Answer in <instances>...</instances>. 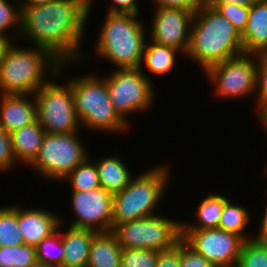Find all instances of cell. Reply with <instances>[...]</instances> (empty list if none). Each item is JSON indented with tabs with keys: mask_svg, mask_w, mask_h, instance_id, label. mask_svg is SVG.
<instances>
[{
	"mask_svg": "<svg viewBox=\"0 0 267 267\" xmlns=\"http://www.w3.org/2000/svg\"><path fill=\"white\" fill-rule=\"evenodd\" d=\"M152 8H181L196 13L210 5V0H150Z\"/></svg>",
	"mask_w": 267,
	"mask_h": 267,
	"instance_id": "cell-35",
	"label": "cell"
},
{
	"mask_svg": "<svg viewBox=\"0 0 267 267\" xmlns=\"http://www.w3.org/2000/svg\"><path fill=\"white\" fill-rule=\"evenodd\" d=\"M36 255L38 262L62 267L65 251L60 234V225L55 233L36 246Z\"/></svg>",
	"mask_w": 267,
	"mask_h": 267,
	"instance_id": "cell-29",
	"label": "cell"
},
{
	"mask_svg": "<svg viewBox=\"0 0 267 267\" xmlns=\"http://www.w3.org/2000/svg\"><path fill=\"white\" fill-rule=\"evenodd\" d=\"M179 55L185 57V55L176 48L160 45L153 41L149 42L148 39V41L146 40L143 50L140 69L148 80L154 83L155 80L151 78V75L163 76L168 75L170 72L172 73V70L177 67L175 64H177L176 62L179 60ZM143 68L146 69L147 73H145L146 71H144ZM148 72L152 74L149 76Z\"/></svg>",
	"mask_w": 267,
	"mask_h": 267,
	"instance_id": "cell-19",
	"label": "cell"
},
{
	"mask_svg": "<svg viewBox=\"0 0 267 267\" xmlns=\"http://www.w3.org/2000/svg\"><path fill=\"white\" fill-rule=\"evenodd\" d=\"M266 206L264 207V213L263 215L261 216L262 218L260 219L261 221L259 222V230H256V231H259V232H256L253 233V239L259 241V242H262V243H265L267 244V201H266Z\"/></svg>",
	"mask_w": 267,
	"mask_h": 267,
	"instance_id": "cell-39",
	"label": "cell"
},
{
	"mask_svg": "<svg viewBox=\"0 0 267 267\" xmlns=\"http://www.w3.org/2000/svg\"><path fill=\"white\" fill-rule=\"evenodd\" d=\"M237 267H267V244L253 238L244 240Z\"/></svg>",
	"mask_w": 267,
	"mask_h": 267,
	"instance_id": "cell-30",
	"label": "cell"
},
{
	"mask_svg": "<svg viewBox=\"0 0 267 267\" xmlns=\"http://www.w3.org/2000/svg\"><path fill=\"white\" fill-rule=\"evenodd\" d=\"M89 156L71 171L62 181L68 182L71 191H88L97 189L100 186L98 170L94 160Z\"/></svg>",
	"mask_w": 267,
	"mask_h": 267,
	"instance_id": "cell-25",
	"label": "cell"
},
{
	"mask_svg": "<svg viewBox=\"0 0 267 267\" xmlns=\"http://www.w3.org/2000/svg\"><path fill=\"white\" fill-rule=\"evenodd\" d=\"M264 168H265V170H264V171H265L264 174L267 175V165H266Z\"/></svg>",
	"mask_w": 267,
	"mask_h": 267,
	"instance_id": "cell-45",
	"label": "cell"
},
{
	"mask_svg": "<svg viewBox=\"0 0 267 267\" xmlns=\"http://www.w3.org/2000/svg\"><path fill=\"white\" fill-rule=\"evenodd\" d=\"M53 0H18L20 7H31L35 5L45 4Z\"/></svg>",
	"mask_w": 267,
	"mask_h": 267,
	"instance_id": "cell-43",
	"label": "cell"
},
{
	"mask_svg": "<svg viewBox=\"0 0 267 267\" xmlns=\"http://www.w3.org/2000/svg\"><path fill=\"white\" fill-rule=\"evenodd\" d=\"M122 247L116 235L98 232L92 241L87 267H121Z\"/></svg>",
	"mask_w": 267,
	"mask_h": 267,
	"instance_id": "cell-22",
	"label": "cell"
},
{
	"mask_svg": "<svg viewBox=\"0 0 267 267\" xmlns=\"http://www.w3.org/2000/svg\"><path fill=\"white\" fill-rule=\"evenodd\" d=\"M82 133H46L29 170L49 181H62L91 154L80 137Z\"/></svg>",
	"mask_w": 267,
	"mask_h": 267,
	"instance_id": "cell-8",
	"label": "cell"
},
{
	"mask_svg": "<svg viewBox=\"0 0 267 267\" xmlns=\"http://www.w3.org/2000/svg\"><path fill=\"white\" fill-rule=\"evenodd\" d=\"M156 267H180V242L171 249L158 252Z\"/></svg>",
	"mask_w": 267,
	"mask_h": 267,
	"instance_id": "cell-38",
	"label": "cell"
},
{
	"mask_svg": "<svg viewBox=\"0 0 267 267\" xmlns=\"http://www.w3.org/2000/svg\"><path fill=\"white\" fill-rule=\"evenodd\" d=\"M259 0H210V4H230L236 6L251 7Z\"/></svg>",
	"mask_w": 267,
	"mask_h": 267,
	"instance_id": "cell-40",
	"label": "cell"
},
{
	"mask_svg": "<svg viewBox=\"0 0 267 267\" xmlns=\"http://www.w3.org/2000/svg\"><path fill=\"white\" fill-rule=\"evenodd\" d=\"M72 63H61L59 71L36 93L37 121L46 133L66 134L81 132L82 127L77 117L72 86L67 81L60 83L56 80L63 78L64 71ZM59 77V78H58Z\"/></svg>",
	"mask_w": 267,
	"mask_h": 267,
	"instance_id": "cell-7",
	"label": "cell"
},
{
	"mask_svg": "<svg viewBox=\"0 0 267 267\" xmlns=\"http://www.w3.org/2000/svg\"><path fill=\"white\" fill-rule=\"evenodd\" d=\"M158 251L122 248L121 267H156Z\"/></svg>",
	"mask_w": 267,
	"mask_h": 267,
	"instance_id": "cell-31",
	"label": "cell"
},
{
	"mask_svg": "<svg viewBox=\"0 0 267 267\" xmlns=\"http://www.w3.org/2000/svg\"><path fill=\"white\" fill-rule=\"evenodd\" d=\"M20 30L21 9L18 0H0V33H4L15 42L19 40Z\"/></svg>",
	"mask_w": 267,
	"mask_h": 267,
	"instance_id": "cell-28",
	"label": "cell"
},
{
	"mask_svg": "<svg viewBox=\"0 0 267 267\" xmlns=\"http://www.w3.org/2000/svg\"><path fill=\"white\" fill-rule=\"evenodd\" d=\"M36 121L34 94H0V125L9 134Z\"/></svg>",
	"mask_w": 267,
	"mask_h": 267,
	"instance_id": "cell-16",
	"label": "cell"
},
{
	"mask_svg": "<svg viewBox=\"0 0 267 267\" xmlns=\"http://www.w3.org/2000/svg\"><path fill=\"white\" fill-rule=\"evenodd\" d=\"M210 6L227 18L241 34L244 32L248 23L249 7L230 4H210Z\"/></svg>",
	"mask_w": 267,
	"mask_h": 267,
	"instance_id": "cell-32",
	"label": "cell"
},
{
	"mask_svg": "<svg viewBox=\"0 0 267 267\" xmlns=\"http://www.w3.org/2000/svg\"><path fill=\"white\" fill-rule=\"evenodd\" d=\"M152 13L149 41L176 48L186 55L194 13L181 8H154Z\"/></svg>",
	"mask_w": 267,
	"mask_h": 267,
	"instance_id": "cell-14",
	"label": "cell"
},
{
	"mask_svg": "<svg viewBox=\"0 0 267 267\" xmlns=\"http://www.w3.org/2000/svg\"><path fill=\"white\" fill-rule=\"evenodd\" d=\"M68 79L72 86L75 111L83 130L112 133L113 136L130 132L131 126L114 110L106 82L101 76L90 72Z\"/></svg>",
	"mask_w": 267,
	"mask_h": 267,
	"instance_id": "cell-6",
	"label": "cell"
},
{
	"mask_svg": "<svg viewBox=\"0 0 267 267\" xmlns=\"http://www.w3.org/2000/svg\"><path fill=\"white\" fill-rule=\"evenodd\" d=\"M223 193H210L197 204L195 208V221L182 220V230H203L218 228L224 203L228 200Z\"/></svg>",
	"mask_w": 267,
	"mask_h": 267,
	"instance_id": "cell-23",
	"label": "cell"
},
{
	"mask_svg": "<svg viewBox=\"0 0 267 267\" xmlns=\"http://www.w3.org/2000/svg\"><path fill=\"white\" fill-rule=\"evenodd\" d=\"M166 165L152 166L134 174L125 188L113 194L112 230L121 223L159 214L157 209L171 177V168Z\"/></svg>",
	"mask_w": 267,
	"mask_h": 267,
	"instance_id": "cell-5",
	"label": "cell"
},
{
	"mask_svg": "<svg viewBox=\"0 0 267 267\" xmlns=\"http://www.w3.org/2000/svg\"><path fill=\"white\" fill-rule=\"evenodd\" d=\"M256 112L259 127L267 134V101Z\"/></svg>",
	"mask_w": 267,
	"mask_h": 267,
	"instance_id": "cell-41",
	"label": "cell"
},
{
	"mask_svg": "<svg viewBox=\"0 0 267 267\" xmlns=\"http://www.w3.org/2000/svg\"><path fill=\"white\" fill-rule=\"evenodd\" d=\"M45 134L38 121L11 133L12 150L17 164L28 167L34 161Z\"/></svg>",
	"mask_w": 267,
	"mask_h": 267,
	"instance_id": "cell-21",
	"label": "cell"
},
{
	"mask_svg": "<svg viewBox=\"0 0 267 267\" xmlns=\"http://www.w3.org/2000/svg\"><path fill=\"white\" fill-rule=\"evenodd\" d=\"M105 14L98 37H95V56L113 63L115 69L140 68L148 24L135 14Z\"/></svg>",
	"mask_w": 267,
	"mask_h": 267,
	"instance_id": "cell-3",
	"label": "cell"
},
{
	"mask_svg": "<svg viewBox=\"0 0 267 267\" xmlns=\"http://www.w3.org/2000/svg\"><path fill=\"white\" fill-rule=\"evenodd\" d=\"M233 202L235 201L231 202L230 198L224 203L218 228L223 231L238 234L244 240L251 239L253 237L252 233L254 232L247 230L250 226L249 224H251L250 222H253L251 212H249L250 210L248 208L243 207V204Z\"/></svg>",
	"mask_w": 267,
	"mask_h": 267,
	"instance_id": "cell-24",
	"label": "cell"
},
{
	"mask_svg": "<svg viewBox=\"0 0 267 267\" xmlns=\"http://www.w3.org/2000/svg\"><path fill=\"white\" fill-rule=\"evenodd\" d=\"M36 261L35 246L23 244L0 247V267H29Z\"/></svg>",
	"mask_w": 267,
	"mask_h": 267,
	"instance_id": "cell-27",
	"label": "cell"
},
{
	"mask_svg": "<svg viewBox=\"0 0 267 267\" xmlns=\"http://www.w3.org/2000/svg\"><path fill=\"white\" fill-rule=\"evenodd\" d=\"M29 267H58V266L36 261L35 263L31 264Z\"/></svg>",
	"mask_w": 267,
	"mask_h": 267,
	"instance_id": "cell-44",
	"label": "cell"
},
{
	"mask_svg": "<svg viewBox=\"0 0 267 267\" xmlns=\"http://www.w3.org/2000/svg\"><path fill=\"white\" fill-rule=\"evenodd\" d=\"M117 155V156H116ZM95 159V165L98 170L100 186L106 191L115 194L125 188L131 178L133 171L129 165L124 162L120 155H109Z\"/></svg>",
	"mask_w": 267,
	"mask_h": 267,
	"instance_id": "cell-20",
	"label": "cell"
},
{
	"mask_svg": "<svg viewBox=\"0 0 267 267\" xmlns=\"http://www.w3.org/2000/svg\"><path fill=\"white\" fill-rule=\"evenodd\" d=\"M241 38L245 53L267 54V0H259L250 7Z\"/></svg>",
	"mask_w": 267,
	"mask_h": 267,
	"instance_id": "cell-18",
	"label": "cell"
},
{
	"mask_svg": "<svg viewBox=\"0 0 267 267\" xmlns=\"http://www.w3.org/2000/svg\"><path fill=\"white\" fill-rule=\"evenodd\" d=\"M60 65L47 49L13 42L0 60V94H34L58 73Z\"/></svg>",
	"mask_w": 267,
	"mask_h": 267,
	"instance_id": "cell-4",
	"label": "cell"
},
{
	"mask_svg": "<svg viewBox=\"0 0 267 267\" xmlns=\"http://www.w3.org/2000/svg\"><path fill=\"white\" fill-rule=\"evenodd\" d=\"M13 41L4 33H0V60L3 58L8 47Z\"/></svg>",
	"mask_w": 267,
	"mask_h": 267,
	"instance_id": "cell-42",
	"label": "cell"
},
{
	"mask_svg": "<svg viewBox=\"0 0 267 267\" xmlns=\"http://www.w3.org/2000/svg\"><path fill=\"white\" fill-rule=\"evenodd\" d=\"M90 4L91 0H53L20 7L19 40L47 49L61 63L81 64L85 60L80 49L86 34L84 27L93 8Z\"/></svg>",
	"mask_w": 267,
	"mask_h": 267,
	"instance_id": "cell-1",
	"label": "cell"
},
{
	"mask_svg": "<svg viewBox=\"0 0 267 267\" xmlns=\"http://www.w3.org/2000/svg\"><path fill=\"white\" fill-rule=\"evenodd\" d=\"M96 0H91L90 5H94ZM140 0H110L107 13L135 14L140 15Z\"/></svg>",
	"mask_w": 267,
	"mask_h": 267,
	"instance_id": "cell-37",
	"label": "cell"
},
{
	"mask_svg": "<svg viewBox=\"0 0 267 267\" xmlns=\"http://www.w3.org/2000/svg\"><path fill=\"white\" fill-rule=\"evenodd\" d=\"M256 111L267 101V54L258 55Z\"/></svg>",
	"mask_w": 267,
	"mask_h": 267,
	"instance_id": "cell-34",
	"label": "cell"
},
{
	"mask_svg": "<svg viewBox=\"0 0 267 267\" xmlns=\"http://www.w3.org/2000/svg\"><path fill=\"white\" fill-rule=\"evenodd\" d=\"M72 223L70 227L112 231L113 194L102 187L88 191H71Z\"/></svg>",
	"mask_w": 267,
	"mask_h": 267,
	"instance_id": "cell-13",
	"label": "cell"
},
{
	"mask_svg": "<svg viewBox=\"0 0 267 267\" xmlns=\"http://www.w3.org/2000/svg\"><path fill=\"white\" fill-rule=\"evenodd\" d=\"M166 216L157 214L124 222L112 232L122 248L168 250L182 240V221Z\"/></svg>",
	"mask_w": 267,
	"mask_h": 267,
	"instance_id": "cell-10",
	"label": "cell"
},
{
	"mask_svg": "<svg viewBox=\"0 0 267 267\" xmlns=\"http://www.w3.org/2000/svg\"><path fill=\"white\" fill-rule=\"evenodd\" d=\"M42 207H22L18 204V225L25 245L37 246L58 230L61 216Z\"/></svg>",
	"mask_w": 267,
	"mask_h": 267,
	"instance_id": "cell-15",
	"label": "cell"
},
{
	"mask_svg": "<svg viewBox=\"0 0 267 267\" xmlns=\"http://www.w3.org/2000/svg\"><path fill=\"white\" fill-rule=\"evenodd\" d=\"M258 55L242 53L208 67L203 73L220 99H242L256 95ZM255 94V95H254Z\"/></svg>",
	"mask_w": 267,
	"mask_h": 267,
	"instance_id": "cell-11",
	"label": "cell"
},
{
	"mask_svg": "<svg viewBox=\"0 0 267 267\" xmlns=\"http://www.w3.org/2000/svg\"><path fill=\"white\" fill-rule=\"evenodd\" d=\"M18 165L12 150L11 134L0 125V173H8ZM15 166V167H14Z\"/></svg>",
	"mask_w": 267,
	"mask_h": 267,
	"instance_id": "cell-33",
	"label": "cell"
},
{
	"mask_svg": "<svg viewBox=\"0 0 267 267\" xmlns=\"http://www.w3.org/2000/svg\"><path fill=\"white\" fill-rule=\"evenodd\" d=\"M180 267H214L205 257L180 241Z\"/></svg>",
	"mask_w": 267,
	"mask_h": 267,
	"instance_id": "cell-36",
	"label": "cell"
},
{
	"mask_svg": "<svg viewBox=\"0 0 267 267\" xmlns=\"http://www.w3.org/2000/svg\"><path fill=\"white\" fill-rule=\"evenodd\" d=\"M244 53L241 33L210 5L194 13L185 55L204 72L211 65Z\"/></svg>",
	"mask_w": 267,
	"mask_h": 267,
	"instance_id": "cell-2",
	"label": "cell"
},
{
	"mask_svg": "<svg viewBox=\"0 0 267 267\" xmlns=\"http://www.w3.org/2000/svg\"><path fill=\"white\" fill-rule=\"evenodd\" d=\"M64 220L61 216L60 234L65 251L62 267H87L91 244L98 232L92 229L67 227L62 223ZM64 226L67 228L65 231H63Z\"/></svg>",
	"mask_w": 267,
	"mask_h": 267,
	"instance_id": "cell-17",
	"label": "cell"
},
{
	"mask_svg": "<svg viewBox=\"0 0 267 267\" xmlns=\"http://www.w3.org/2000/svg\"><path fill=\"white\" fill-rule=\"evenodd\" d=\"M182 240L214 267L236 266L244 239L219 228L182 230Z\"/></svg>",
	"mask_w": 267,
	"mask_h": 267,
	"instance_id": "cell-12",
	"label": "cell"
},
{
	"mask_svg": "<svg viewBox=\"0 0 267 267\" xmlns=\"http://www.w3.org/2000/svg\"><path fill=\"white\" fill-rule=\"evenodd\" d=\"M18 225V203L0 206V247L23 245Z\"/></svg>",
	"mask_w": 267,
	"mask_h": 267,
	"instance_id": "cell-26",
	"label": "cell"
},
{
	"mask_svg": "<svg viewBox=\"0 0 267 267\" xmlns=\"http://www.w3.org/2000/svg\"><path fill=\"white\" fill-rule=\"evenodd\" d=\"M100 76L106 82L114 110L130 126L132 124L129 116L148 112L156 103L155 85L140 68H113L109 73Z\"/></svg>",
	"mask_w": 267,
	"mask_h": 267,
	"instance_id": "cell-9",
	"label": "cell"
}]
</instances>
